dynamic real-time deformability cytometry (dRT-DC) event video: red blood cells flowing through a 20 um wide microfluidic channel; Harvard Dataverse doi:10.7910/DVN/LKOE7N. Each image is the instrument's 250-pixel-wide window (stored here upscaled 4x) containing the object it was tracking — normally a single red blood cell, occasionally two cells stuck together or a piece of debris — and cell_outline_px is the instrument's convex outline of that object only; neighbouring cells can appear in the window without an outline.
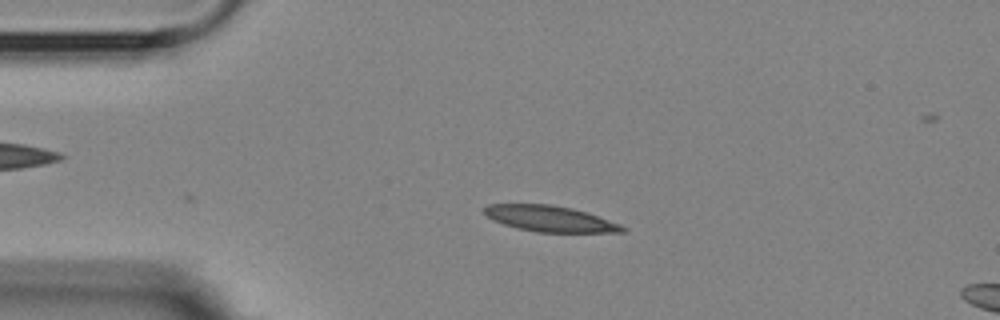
{"species": "Egyptian fruit bat (a non-hibernating species)", "species_latin": "Rousettus aegyptiacus", "temperature_condition": "room temperature", "stored_images_in_passage": 34, "camera_frame_rate_fps": 3000, "um_per_image_px": 0.085, "animal": {"sex": "female"}, "frame": {"image": 1, "passage_image": 1, "time_ms": 0.0, "image_size_px": [1000, 320], "cell_outline_px": [[628, 232], [536, 232], [516, 228], [492, 220], [484, 212], [484, 208], [488, 204], [552, 204], [572, 208], [588, 212], [620, 224], [628, 228]], "centroid_in_image_um": [46.78, 18.59], "position_along_channel_um": 38.2, "area_um2": 20.98}}
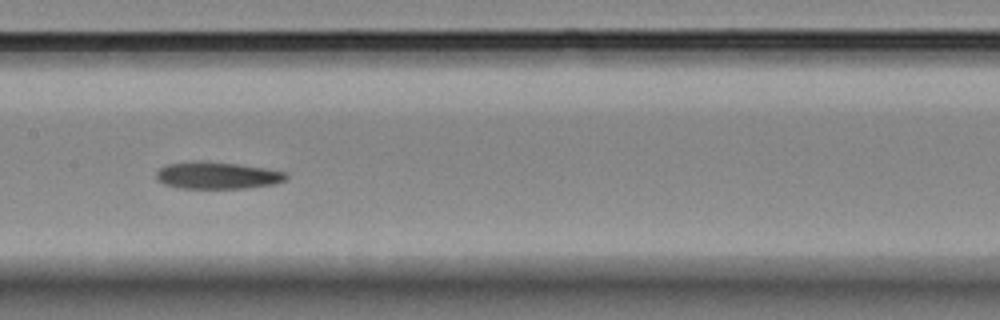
{"frame": {"image": 2, "passage_image": 16, "time_ms": 5.0, "image_size_px": [1000, 320], "cell_outline_px": [[288, 176], [284, 180], [272, 184], [248, 188], [180, 188], [164, 184], [156, 176], [156, 172], [160, 168], [168, 164], [196, 160], [204, 160], [236, 164], [264, 168], [288, 172]], "centroid_in_image_um": [18.47, 14.9], "position_along_channel_um": 188.9, "area_um2": 20.4}}
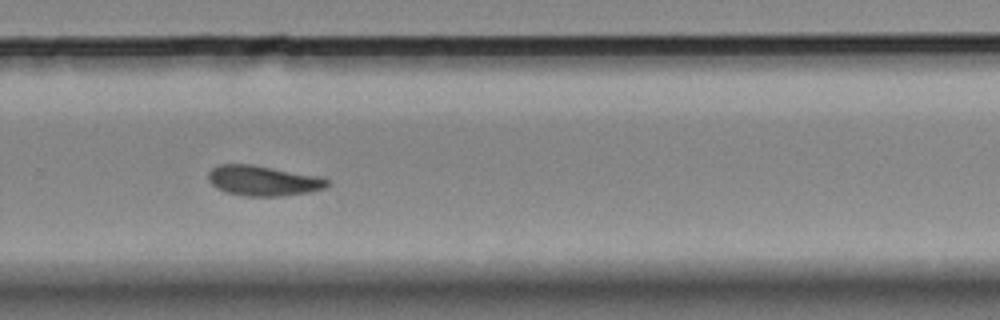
{"frame": {"image": 3, "passage_image": 26, "time_ms": 8.333, "image_size_px": [1000, 320], "cell_outline_px": [[328, 184], [324, 188], [312, 192], [280, 196], [240, 196], [216, 188], [208, 180], [208, 172], [212, 168], [220, 164], [252, 164], [324, 176], [328, 180]], "centroid_in_image_um": [22.4, 15.35], "position_along_channel_um": 307.4, "area_um2": 21.27}, "authors_computed_cell_mechanics": {"area_um2": 20.7791, "velocity_mm_per_s": 3.5596, "shape_relaxation_time_tau1_ms": null, "shape_relaxation_time_tau2_ms": 9.3392, "deformation_change_tau1": null, "deformation_change_tau2": 0.1491}}